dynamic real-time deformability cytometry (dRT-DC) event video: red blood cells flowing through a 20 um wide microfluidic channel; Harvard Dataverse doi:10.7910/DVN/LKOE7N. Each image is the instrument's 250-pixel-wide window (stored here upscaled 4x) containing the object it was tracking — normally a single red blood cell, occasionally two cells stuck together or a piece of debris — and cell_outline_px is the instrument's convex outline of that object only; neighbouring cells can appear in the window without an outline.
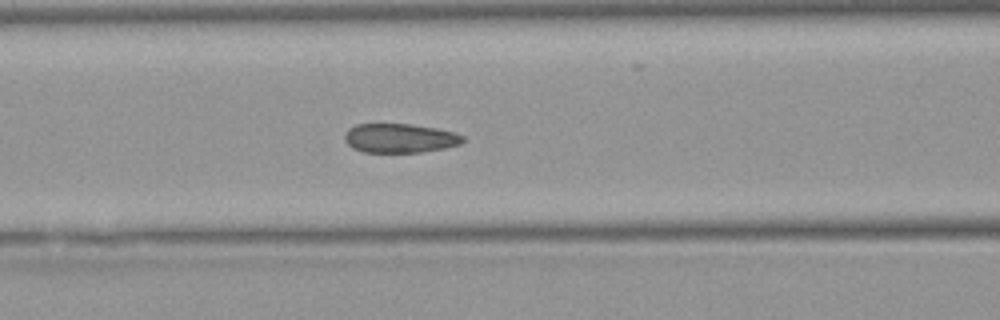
{"species": "Egyptian fruit bat (a non-hibernating species)", "species_latin": "Rousettus aegyptiacus", "temperature_condition": "warm", "stored_images_in_passage": 38, "camera_frame_rate_fps": 3000, "um_per_image_px": 0.085, "animal": {"sex": "female"}, "frame": {"image": 1, "passage_image": 8, "time_ms": 2.333, "image_size_px": [1000, 320], "cell_outline_px": [[464, 140], [460, 144], [444, 148], [420, 152], [364, 152], [352, 148], [344, 140], [344, 136], [348, 128], [356, 124], [412, 124], [436, 128], [456, 132], [464, 136]], "centroid_in_image_um": [33.98, 11.74], "position_along_channel_um": 132.6, "area_um2": 20.17}}
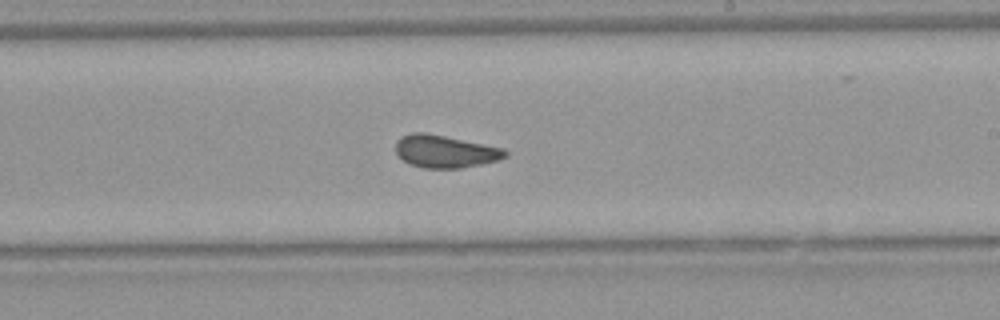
{"frame": {"image": 2, "passage_image": 17, "time_ms": 5.333, "image_size_px": [1000, 320], "cell_outline_px": [[508, 156], [500, 160], [460, 168], [424, 168], [408, 164], [396, 152], [396, 140], [400, 136], [412, 132], [424, 132], [504, 148], [508, 152]], "centroid_in_image_um": [37.83, 12.87], "position_along_channel_um": 251.2, "area_um2": 20.81}}
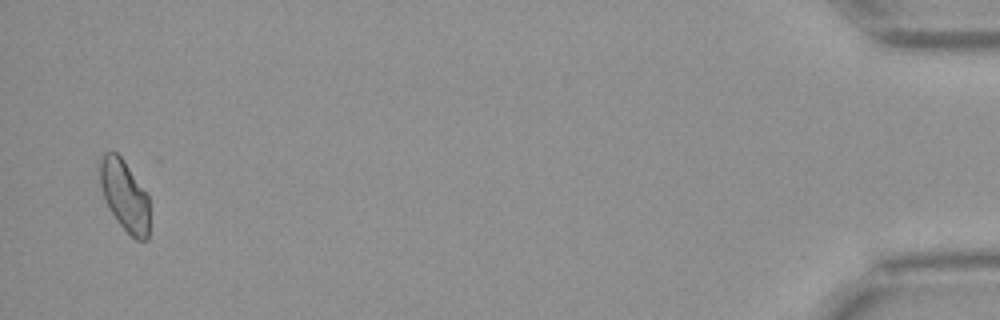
{"frame": {"image": 3, "passage_image": 37, "time_ms": 12.0, "image_size_px": [1000, 320], "cell_outline_px": [[148, 240], [136, 240], [116, 220], [104, 196], [100, 184], [100, 156], [104, 152], [116, 152], [124, 160], [148, 192]], "centroid_in_image_um": [10.61, 16.58], "position_along_channel_um": 424.6, "area_um2": 20.4}, "authors_computed_cell_mechanics": {"area_um2": 20.6924, "velocity_mm_per_s": 3.975, "shape_relaxation_time_tau1_ms": null, "shape_relaxation_time_tau2_ms": 1.2872, "deformation_change_tau1": null, "deformation_change_tau2": 0.051}}